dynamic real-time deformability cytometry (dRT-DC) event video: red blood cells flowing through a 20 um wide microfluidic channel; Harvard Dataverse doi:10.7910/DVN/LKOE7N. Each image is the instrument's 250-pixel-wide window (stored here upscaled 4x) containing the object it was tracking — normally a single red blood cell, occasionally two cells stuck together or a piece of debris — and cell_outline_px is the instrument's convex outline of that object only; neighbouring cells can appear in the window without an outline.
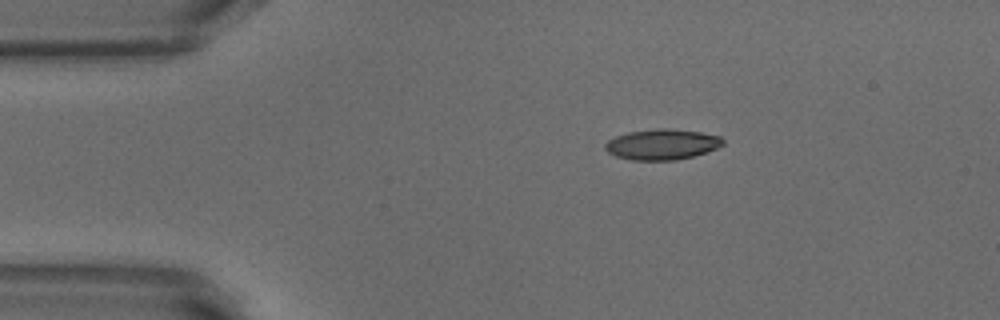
{"species": "common noctule bat (a hibernating species)", "species_latin": "Nyctalus noctula", "temperature_condition": "warm", "stored_images_in_passage": 44, "camera_frame_rate_fps": 3000, "um_per_image_px": 0.085, "animal": {"sex": "male", "body_mass_g": 18.8}, "frame": {"image": 1, "passage_image": 1, "time_ms": 0.0, "image_size_px": [1000, 320], "cell_outline_px": [[724, 144], [716, 148], [692, 156], [676, 160], [632, 160], [616, 156], [608, 152], [604, 148], [604, 144], [608, 140], [616, 136], [628, 132], [656, 128], [672, 128], [700, 132], [720, 136], [724, 140]], "centroid_in_image_um": [56.25, 12.26], "position_along_channel_um": 28.7, "area_um2": 20.98}}
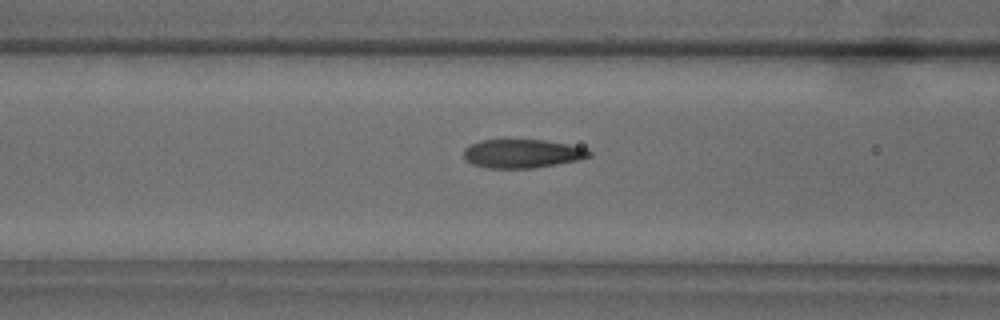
{"frame": {"image": 2, "passage_image": 12, "time_ms": 3.667, "image_size_px": [1000, 320], "cell_outline_px": [[592, 156], [580, 160], [536, 168], [488, 168], [472, 164], [464, 156], [464, 148], [480, 140], [544, 140], [568, 144], [588, 148], [592, 152]], "centroid_in_image_um": [44.46, 13.06], "position_along_channel_um": 122.1, "area_um2": 21.1}}
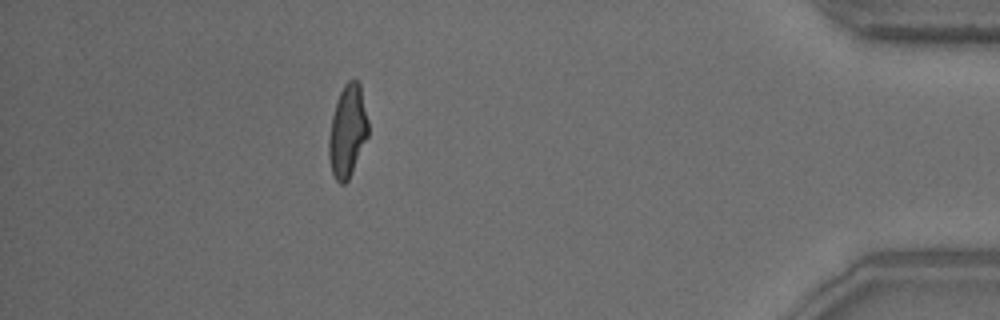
{"frame": {"image": 3, "passage_image": 38, "time_ms": 12.333, "image_size_px": [1000, 320], "cell_outline_px": [[368, 136], [352, 172], [348, 180], [344, 184], [340, 184], [336, 180], [332, 172], [328, 156], [328, 140], [332, 116], [336, 100], [344, 84], [348, 80], [356, 80], [360, 84], [368, 120]], "centroid_in_image_um": [29.53, 11.14], "position_along_channel_um": 405.7, "area_um2": 21.15}, "authors_computed_cell_mechanics": {"area_um2": 21.1259, "velocity_mm_per_s": 3.8661, "shape_relaxation_time_tau1_ms": 3.8138, "shape_relaxation_time_tau2_ms": 1.1864, "deformation_change_tau1": 0.166, "deformation_change_tau2": 0.0802}}